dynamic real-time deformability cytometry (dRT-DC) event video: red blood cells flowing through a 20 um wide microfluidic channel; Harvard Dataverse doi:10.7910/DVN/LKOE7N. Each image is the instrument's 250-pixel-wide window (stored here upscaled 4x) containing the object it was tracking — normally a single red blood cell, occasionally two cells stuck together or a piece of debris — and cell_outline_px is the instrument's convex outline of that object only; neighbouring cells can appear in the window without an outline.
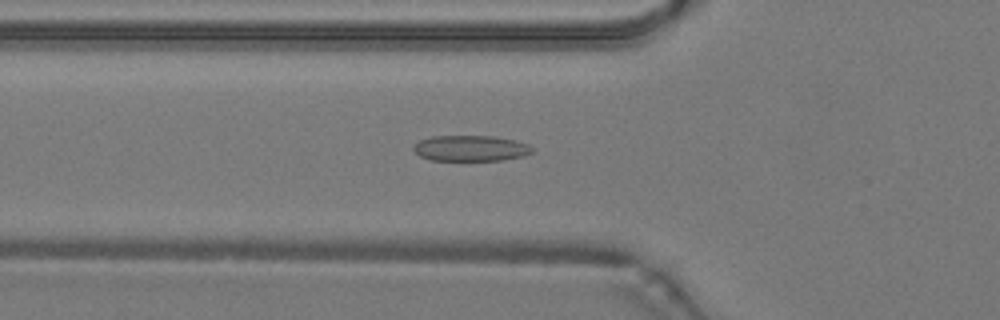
{"species": "common noctule bat (a hibernating species)", "species_latin": "Nyctalus noctula", "temperature_condition": "warm", "stored_images_in_passage": 30, "camera_frame_rate_fps": 3000, "um_per_image_px": 0.085, "animal": {"sex": "male", "body_mass_g": 19.2, "forearm_length_mm": 51.8}, "frame": {"image": 1, "passage_image": 16, "time_ms": 5.0, "image_size_px": [1000, 320], "cell_outline_px": [[532, 152], [524, 156], [504, 160], [432, 160], [420, 156], [412, 148], [420, 140], [432, 136], [492, 136], [512, 140], [528, 144], [532, 148]], "centroid_in_image_um": [40.0, 12.6], "position_along_channel_um": 85.8, "area_um2": 17.63}}
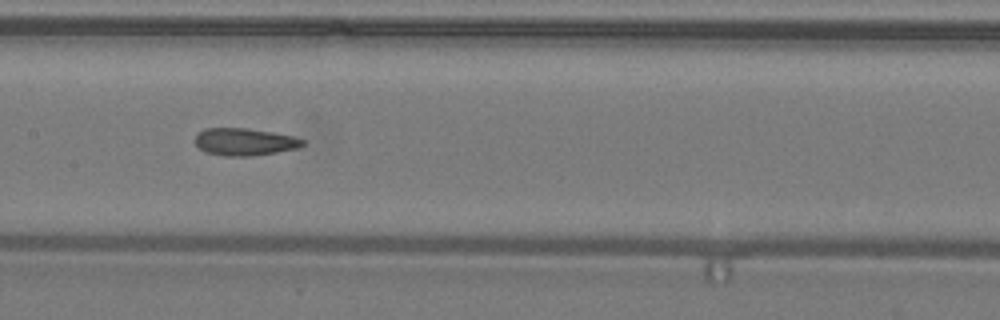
{"frame": {"image": 2, "passage_image": 23, "time_ms": 7.333, "image_size_px": [1000, 320], "cell_outline_px": [[304, 144], [296, 148], [276, 152], [248, 156], [224, 156], [208, 152], [200, 148], [196, 144], [196, 132], [204, 128], [248, 128], [272, 132], [292, 136], [304, 140]], "centroid_in_image_um": [20.76, 12.04], "position_along_channel_um": 186.6, "area_um2": 16.94}}
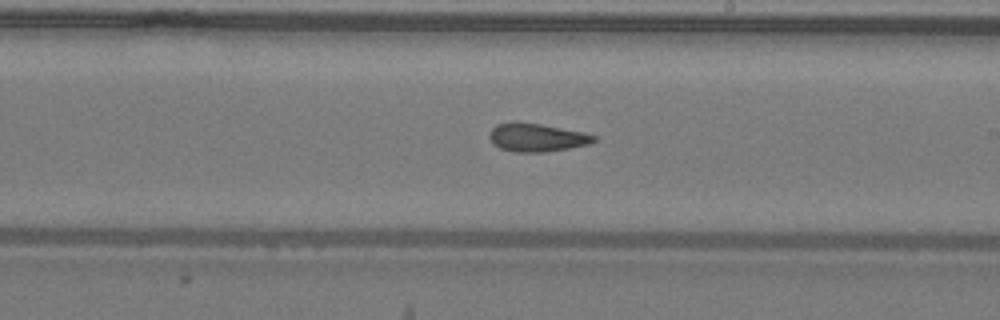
{"frame": {"image": 3, "passage_image": 27, "time_ms": 8.667, "image_size_px": [1000, 320], "cell_outline_px": [[596, 140], [588, 144], [568, 148], [544, 152], [516, 152], [500, 148], [492, 144], [488, 136], [488, 132], [496, 124], [512, 120], [516, 120], [540, 124], [584, 132], [596, 136]], "centroid_in_image_um": [45.55, 11.66], "position_along_channel_um": 243.5, "area_um2": 17.46}}